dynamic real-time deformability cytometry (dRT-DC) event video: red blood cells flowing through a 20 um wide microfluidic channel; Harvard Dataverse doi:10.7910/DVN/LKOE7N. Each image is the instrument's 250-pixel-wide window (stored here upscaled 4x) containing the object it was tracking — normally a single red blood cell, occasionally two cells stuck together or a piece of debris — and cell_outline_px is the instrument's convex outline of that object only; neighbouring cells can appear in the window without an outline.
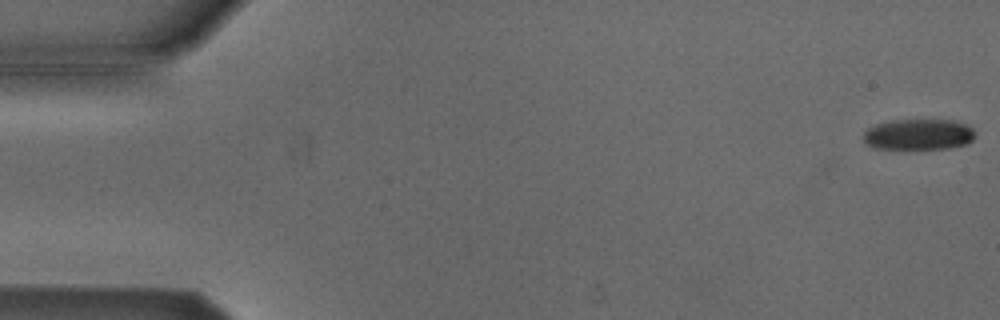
{"species": "Egyptian fruit bat (a non-hibernating species)", "species_latin": "Rousettus aegyptiacus", "temperature_condition": "cold", "stored_images_in_passage": 15, "camera_frame_rate_fps": 3000, "um_per_image_px": 0.085, "animal": {"sex": "male"}, "frame": {"image": 1, "passage_image": 1, "time_ms": 0.0, "image_size_px": [1000, 320], "cell_outline_px": [[976, 132], [972, 140], [964, 144], [948, 148], [876, 148], [864, 144], [864, 132], [868, 128], [876, 124], [892, 120], [952, 120], [968, 124]], "centroid_in_image_um": [78.08, 11.41], "position_along_channel_um": 6.9, "area_um2": 20.0}}
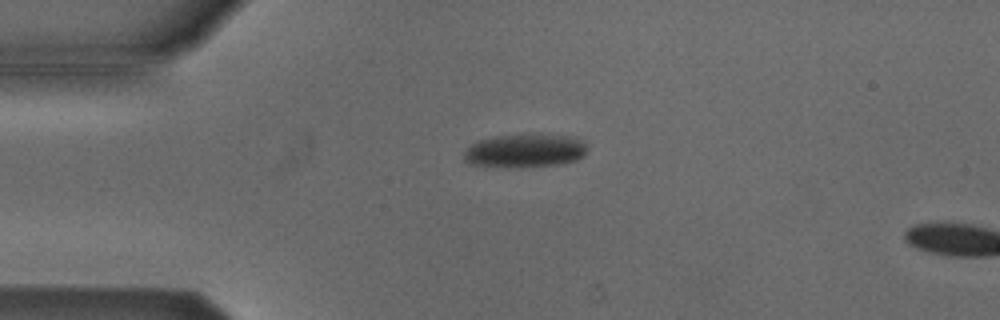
{"frame": {"image": 2, "passage_image": 13, "time_ms": 4.0, "image_size_px": [1000, 320], "cell_outline_px": [[584, 156], [576, 160], [560, 164], [468, 164], [464, 160], [464, 152], [472, 144], [480, 140], [496, 136], [568, 136], [584, 140]], "centroid_in_image_um": [44.64, 12.78], "position_along_channel_um": 40.4, "area_um2": 22.14}}